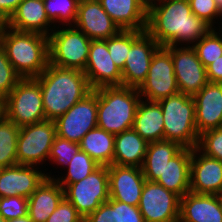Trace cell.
I'll list each match as a JSON object with an SVG mask.
<instances>
[{
  "mask_svg": "<svg viewBox=\"0 0 222 222\" xmlns=\"http://www.w3.org/2000/svg\"><path fill=\"white\" fill-rule=\"evenodd\" d=\"M164 119V140L174 141L182 147L195 148L199 134L195 122V102L192 96L177 93L158 101Z\"/></svg>",
  "mask_w": 222,
  "mask_h": 222,
  "instance_id": "obj_5",
  "label": "cell"
},
{
  "mask_svg": "<svg viewBox=\"0 0 222 222\" xmlns=\"http://www.w3.org/2000/svg\"><path fill=\"white\" fill-rule=\"evenodd\" d=\"M191 148L183 147L163 168L155 181L182 198L190 192Z\"/></svg>",
  "mask_w": 222,
  "mask_h": 222,
  "instance_id": "obj_24",
  "label": "cell"
},
{
  "mask_svg": "<svg viewBox=\"0 0 222 222\" xmlns=\"http://www.w3.org/2000/svg\"><path fill=\"white\" fill-rule=\"evenodd\" d=\"M0 47L21 78H36L49 64V38L46 35L19 32L2 24Z\"/></svg>",
  "mask_w": 222,
  "mask_h": 222,
  "instance_id": "obj_3",
  "label": "cell"
},
{
  "mask_svg": "<svg viewBox=\"0 0 222 222\" xmlns=\"http://www.w3.org/2000/svg\"><path fill=\"white\" fill-rule=\"evenodd\" d=\"M174 73L180 93L193 96L207 83L206 68L192 46H170Z\"/></svg>",
  "mask_w": 222,
  "mask_h": 222,
  "instance_id": "obj_13",
  "label": "cell"
},
{
  "mask_svg": "<svg viewBox=\"0 0 222 222\" xmlns=\"http://www.w3.org/2000/svg\"><path fill=\"white\" fill-rule=\"evenodd\" d=\"M73 26L91 40H107L121 30L98 0H80Z\"/></svg>",
  "mask_w": 222,
  "mask_h": 222,
  "instance_id": "obj_18",
  "label": "cell"
},
{
  "mask_svg": "<svg viewBox=\"0 0 222 222\" xmlns=\"http://www.w3.org/2000/svg\"><path fill=\"white\" fill-rule=\"evenodd\" d=\"M64 197L85 219L110 199L108 166L100 165L84 179L67 185Z\"/></svg>",
  "mask_w": 222,
  "mask_h": 222,
  "instance_id": "obj_8",
  "label": "cell"
},
{
  "mask_svg": "<svg viewBox=\"0 0 222 222\" xmlns=\"http://www.w3.org/2000/svg\"><path fill=\"white\" fill-rule=\"evenodd\" d=\"M46 222H84V218L64 197Z\"/></svg>",
  "mask_w": 222,
  "mask_h": 222,
  "instance_id": "obj_40",
  "label": "cell"
},
{
  "mask_svg": "<svg viewBox=\"0 0 222 222\" xmlns=\"http://www.w3.org/2000/svg\"><path fill=\"white\" fill-rule=\"evenodd\" d=\"M97 92V127L113 135L131 129L141 101L138 88L105 86Z\"/></svg>",
  "mask_w": 222,
  "mask_h": 222,
  "instance_id": "obj_4",
  "label": "cell"
},
{
  "mask_svg": "<svg viewBox=\"0 0 222 222\" xmlns=\"http://www.w3.org/2000/svg\"><path fill=\"white\" fill-rule=\"evenodd\" d=\"M22 0H0V22L5 24Z\"/></svg>",
  "mask_w": 222,
  "mask_h": 222,
  "instance_id": "obj_43",
  "label": "cell"
},
{
  "mask_svg": "<svg viewBox=\"0 0 222 222\" xmlns=\"http://www.w3.org/2000/svg\"><path fill=\"white\" fill-rule=\"evenodd\" d=\"M143 100L158 102L179 93L170 46H160L153 55L146 80L138 88Z\"/></svg>",
  "mask_w": 222,
  "mask_h": 222,
  "instance_id": "obj_10",
  "label": "cell"
},
{
  "mask_svg": "<svg viewBox=\"0 0 222 222\" xmlns=\"http://www.w3.org/2000/svg\"><path fill=\"white\" fill-rule=\"evenodd\" d=\"M218 27V30L212 28L192 46L205 68L222 56V28Z\"/></svg>",
  "mask_w": 222,
  "mask_h": 222,
  "instance_id": "obj_34",
  "label": "cell"
},
{
  "mask_svg": "<svg viewBox=\"0 0 222 222\" xmlns=\"http://www.w3.org/2000/svg\"><path fill=\"white\" fill-rule=\"evenodd\" d=\"M3 111L19 127L46 120L40 83L35 78H21L3 100Z\"/></svg>",
  "mask_w": 222,
  "mask_h": 222,
  "instance_id": "obj_7",
  "label": "cell"
},
{
  "mask_svg": "<svg viewBox=\"0 0 222 222\" xmlns=\"http://www.w3.org/2000/svg\"><path fill=\"white\" fill-rule=\"evenodd\" d=\"M0 222H7L3 217H0Z\"/></svg>",
  "mask_w": 222,
  "mask_h": 222,
  "instance_id": "obj_49",
  "label": "cell"
},
{
  "mask_svg": "<svg viewBox=\"0 0 222 222\" xmlns=\"http://www.w3.org/2000/svg\"><path fill=\"white\" fill-rule=\"evenodd\" d=\"M20 127L4 115L0 119V168L17 165V139Z\"/></svg>",
  "mask_w": 222,
  "mask_h": 222,
  "instance_id": "obj_30",
  "label": "cell"
},
{
  "mask_svg": "<svg viewBox=\"0 0 222 222\" xmlns=\"http://www.w3.org/2000/svg\"><path fill=\"white\" fill-rule=\"evenodd\" d=\"M110 198L131 206H138L146 181L142 169L135 166H108Z\"/></svg>",
  "mask_w": 222,
  "mask_h": 222,
  "instance_id": "obj_19",
  "label": "cell"
},
{
  "mask_svg": "<svg viewBox=\"0 0 222 222\" xmlns=\"http://www.w3.org/2000/svg\"><path fill=\"white\" fill-rule=\"evenodd\" d=\"M64 27L56 26L48 36L49 63L84 72L91 39L73 25Z\"/></svg>",
  "mask_w": 222,
  "mask_h": 222,
  "instance_id": "obj_6",
  "label": "cell"
},
{
  "mask_svg": "<svg viewBox=\"0 0 222 222\" xmlns=\"http://www.w3.org/2000/svg\"><path fill=\"white\" fill-rule=\"evenodd\" d=\"M98 1L121 30H146L147 5L142 0Z\"/></svg>",
  "mask_w": 222,
  "mask_h": 222,
  "instance_id": "obj_23",
  "label": "cell"
},
{
  "mask_svg": "<svg viewBox=\"0 0 222 222\" xmlns=\"http://www.w3.org/2000/svg\"><path fill=\"white\" fill-rule=\"evenodd\" d=\"M159 47L146 31L131 45L122 70V86H141L146 80L153 55Z\"/></svg>",
  "mask_w": 222,
  "mask_h": 222,
  "instance_id": "obj_16",
  "label": "cell"
},
{
  "mask_svg": "<svg viewBox=\"0 0 222 222\" xmlns=\"http://www.w3.org/2000/svg\"><path fill=\"white\" fill-rule=\"evenodd\" d=\"M147 6L150 5L153 2H156L157 0H142Z\"/></svg>",
  "mask_w": 222,
  "mask_h": 222,
  "instance_id": "obj_48",
  "label": "cell"
},
{
  "mask_svg": "<svg viewBox=\"0 0 222 222\" xmlns=\"http://www.w3.org/2000/svg\"><path fill=\"white\" fill-rule=\"evenodd\" d=\"M79 150V143L63 139L56 135L50 149L48 161L53 162L57 166L61 165L64 169Z\"/></svg>",
  "mask_w": 222,
  "mask_h": 222,
  "instance_id": "obj_35",
  "label": "cell"
},
{
  "mask_svg": "<svg viewBox=\"0 0 222 222\" xmlns=\"http://www.w3.org/2000/svg\"><path fill=\"white\" fill-rule=\"evenodd\" d=\"M188 2L194 15L204 20L212 28H216L214 23L218 22H215V20L222 19V12L216 5L215 0H189Z\"/></svg>",
  "mask_w": 222,
  "mask_h": 222,
  "instance_id": "obj_39",
  "label": "cell"
},
{
  "mask_svg": "<svg viewBox=\"0 0 222 222\" xmlns=\"http://www.w3.org/2000/svg\"><path fill=\"white\" fill-rule=\"evenodd\" d=\"M198 134L222 127V83L208 82L193 96Z\"/></svg>",
  "mask_w": 222,
  "mask_h": 222,
  "instance_id": "obj_20",
  "label": "cell"
},
{
  "mask_svg": "<svg viewBox=\"0 0 222 222\" xmlns=\"http://www.w3.org/2000/svg\"><path fill=\"white\" fill-rule=\"evenodd\" d=\"M173 1H189V0H173Z\"/></svg>",
  "mask_w": 222,
  "mask_h": 222,
  "instance_id": "obj_50",
  "label": "cell"
},
{
  "mask_svg": "<svg viewBox=\"0 0 222 222\" xmlns=\"http://www.w3.org/2000/svg\"><path fill=\"white\" fill-rule=\"evenodd\" d=\"M7 222H33V221L27 215V216H24V217H19V218H16V219L7 220Z\"/></svg>",
  "mask_w": 222,
  "mask_h": 222,
  "instance_id": "obj_45",
  "label": "cell"
},
{
  "mask_svg": "<svg viewBox=\"0 0 222 222\" xmlns=\"http://www.w3.org/2000/svg\"><path fill=\"white\" fill-rule=\"evenodd\" d=\"M216 5L218 6L219 10L222 12V0H215ZM221 22V28H222V20L220 19Z\"/></svg>",
  "mask_w": 222,
  "mask_h": 222,
  "instance_id": "obj_46",
  "label": "cell"
},
{
  "mask_svg": "<svg viewBox=\"0 0 222 222\" xmlns=\"http://www.w3.org/2000/svg\"><path fill=\"white\" fill-rule=\"evenodd\" d=\"M132 128L147 143L164 140V119L160 104L141 99Z\"/></svg>",
  "mask_w": 222,
  "mask_h": 222,
  "instance_id": "obj_26",
  "label": "cell"
},
{
  "mask_svg": "<svg viewBox=\"0 0 222 222\" xmlns=\"http://www.w3.org/2000/svg\"><path fill=\"white\" fill-rule=\"evenodd\" d=\"M113 217L115 222H145L138 206L117 200H113Z\"/></svg>",
  "mask_w": 222,
  "mask_h": 222,
  "instance_id": "obj_41",
  "label": "cell"
},
{
  "mask_svg": "<svg viewBox=\"0 0 222 222\" xmlns=\"http://www.w3.org/2000/svg\"><path fill=\"white\" fill-rule=\"evenodd\" d=\"M221 211H222V195H221Z\"/></svg>",
  "mask_w": 222,
  "mask_h": 222,
  "instance_id": "obj_51",
  "label": "cell"
},
{
  "mask_svg": "<svg viewBox=\"0 0 222 222\" xmlns=\"http://www.w3.org/2000/svg\"><path fill=\"white\" fill-rule=\"evenodd\" d=\"M84 74L92 90L122 85V72L110 57L107 40H91Z\"/></svg>",
  "mask_w": 222,
  "mask_h": 222,
  "instance_id": "obj_14",
  "label": "cell"
},
{
  "mask_svg": "<svg viewBox=\"0 0 222 222\" xmlns=\"http://www.w3.org/2000/svg\"><path fill=\"white\" fill-rule=\"evenodd\" d=\"M84 222H115L113 217V199L102 203L94 212L88 215Z\"/></svg>",
  "mask_w": 222,
  "mask_h": 222,
  "instance_id": "obj_42",
  "label": "cell"
},
{
  "mask_svg": "<svg viewBox=\"0 0 222 222\" xmlns=\"http://www.w3.org/2000/svg\"><path fill=\"white\" fill-rule=\"evenodd\" d=\"M182 148L179 143L169 140L148 143L144 162L141 167L145 179L156 181L162 174L163 168L168 161Z\"/></svg>",
  "mask_w": 222,
  "mask_h": 222,
  "instance_id": "obj_28",
  "label": "cell"
},
{
  "mask_svg": "<svg viewBox=\"0 0 222 222\" xmlns=\"http://www.w3.org/2000/svg\"><path fill=\"white\" fill-rule=\"evenodd\" d=\"M39 167L14 165L0 168V197L23 196L29 198L45 178H54Z\"/></svg>",
  "mask_w": 222,
  "mask_h": 222,
  "instance_id": "obj_17",
  "label": "cell"
},
{
  "mask_svg": "<svg viewBox=\"0 0 222 222\" xmlns=\"http://www.w3.org/2000/svg\"><path fill=\"white\" fill-rule=\"evenodd\" d=\"M190 192L222 195V161L191 149Z\"/></svg>",
  "mask_w": 222,
  "mask_h": 222,
  "instance_id": "obj_15",
  "label": "cell"
},
{
  "mask_svg": "<svg viewBox=\"0 0 222 222\" xmlns=\"http://www.w3.org/2000/svg\"><path fill=\"white\" fill-rule=\"evenodd\" d=\"M208 82L222 83V56L206 67Z\"/></svg>",
  "mask_w": 222,
  "mask_h": 222,
  "instance_id": "obj_44",
  "label": "cell"
},
{
  "mask_svg": "<svg viewBox=\"0 0 222 222\" xmlns=\"http://www.w3.org/2000/svg\"><path fill=\"white\" fill-rule=\"evenodd\" d=\"M99 166L86 152L79 150L70 163L67 164V173L64 174L66 176L54 177V179L64 189L67 185L84 179Z\"/></svg>",
  "mask_w": 222,
  "mask_h": 222,
  "instance_id": "obj_31",
  "label": "cell"
},
{
  "mask_svg": "<svg viewBox=\"0 0 222 222\" xmlns=\"http://www.w3.org/2000/svg\"><path fill=\"white\" fill-rule=\"evenodd\" d=\"M64 198V189L54 178L44 181L28 198V216L33 222H46Z\"/></svg>",
  "mask_w": 222,
  "mask_h": 222,
  "instance_id": "obj_25",
  "label": "cell"
},
{
  "mask_svg": "<svg viewBox=\"0 0 222 222\" xmlns=\"http://www.w3.org/2000/svg\"><path fill=\"white\" fill-rule=\"evenodd\" d=\"M145 31L120 30L117 34L107 39V48L111 59L122 72L131 45Z\"/></svg>",
  "mask_w": 222,
  "mask_h": 222,
  "instance_id": "obj_32",
  "label": "cell"
},
{
  "mask_svg": "<svg viewBox=\"0 0 222 222\" xmlns=\"http://www.w3.org/2000/svg\"><path fill=\"white\" fill-rule=\"evenodd\" d=\"M40 83L46 120L55 121L92 89L83 71L48 64L35 78Z\"/></svg>",
  "mask_w": 222,
  "mask_h": 222,
  "instance_id": "obj_2",
  "label": "cell"
},
{
  "mask_svg": "<svg viewBox=\"0 0 222 222\" xmlns=\"http://www.w3.org/2000/svg\"><path fill=\"white\" fill-rule=\"evenodd\" d=\"M28 215V198L23 196L0 197V217L5 220Z\"/></svg>",
  "mask_w": 222,
  "mask_h": 222,
  "instance_id": "obj_38",
  "label": "cell"
},
{
  "mask_svg": "<svg viewBox=\"0 0 222 222\" xmlns=\"http://www.w3.org/2000/svg\"><path fill=\"white\" fill-rule=\"evenodd\" d=\"M179 222H222L221 195L186 193L180 198Z\"/></svg>",
  "mask_w": 222,
  "mask_h": 222,
  "instance_id": "obj_22",
  "label": "cell"
},
{
  "mask_svg": "<svg viewBox=\"0 0 222 222\" xmlns=\"http://www.w3.org/2000/svg\"><path fill=\"white\" fill-rule=\"evenodd\" d=\"M21 77L15 72L4 50L0 47V99L4 100Z\"/></svg>",
  "mask_w": 222,
  "mask_h": 222,
  "instance_id": "obj_37",
  "label": "cell"
},
{
  "mask_svg": "<svg viewBox=\"0 0 222 222\" xmlns=\"http://www.w3.org/2000/svg\"><path fill=\"white\" fill-rule=\"evenodd\" d=\"M55 136L54 121L44 120L21 126L17 139V164L37 167L43 165L48 161Z\"/></svg>",
  "mask_w": 222,
  "mask_h": 222,
  "instance_id": "obj_9",
  "label": "cell"
},
{
  "mask_svg": "<svg viewBox=\"0 0 222 222\" xmlns=\"http://www.w3.org/2000/svg\"><path fill=\"white\" fill-rule=\"evenodd\" d=\"M148 143L133 129L115 135L113 164L142 167Z\"/></svg>",
  "mask_w": 222,
  "mask_h": 222,
  "instance_id": "obj_27",
  "label": "cell"
},
{
  "mask_svg": "<svg viewBox=\"0 0 222 222\" xmlns=\"http://www.w3.org/2000/svg\"><path fill=\"white\" fill-rule=\"evenodd\" d=\"M52 24L46 14L43 0H22L5 23L9 28L19 32H35L46 36L55 29L56 26Z\"/></svg>",
  "mask_w": 222,
  "mask_h": 222,
  "instance_id": "obj_21",
  "label": "cell"
},
{
  "mask_svg": "<svg viewBox=\"0 0 222 222\" xmlns=\"http://www.w3.org/2000/svg\"><path fill=\"white\" fill-rule=\"evenodd\" d=\"M138 208L145 222H179L180 197L159 183L146 180Z\"/></svg>",
  "mask_w": 222,
  "mask_h": 222,
  "instance_id": "obj_11",
  "label": "cell"
},
{
  "mask_svg": "<svg viewBox=\"0 0 222 222\" xmlns=\"http://www.w3.org/2000/svg\"><path fill=\"white\" fill-rule=\"evenodd\" d=\"M197 148L205 155L222 161V127L200 134Z\"/></svg>",
  "mask_w": 222,
  "mask_h": 222,
  "instance_id": "obj_36",
  "label": "cell"
},
{
  "mask_svg": "<svg viewBox=\"0 0 222 222\" xmlns=\"http://www.w3.org/2000/svg\"><path fill=\"white\" fill-rule=\"evenodd\" d=\"M79 2L80 0H43L46 14L54 26L56 23H59L58 26L73 25Z\"/></svg>",
  "mask_w": 222,
  "mask_h": 222,
  "instance_id": "obj_33",
  "label": "cell"
},
{
  "mask_svg": "<svg viewBox=\"0 0 222 222\" xmlns=\"http://www.w3.org/2000/svg\"><path fill=\"white\" fill-rule=\"evenodd\" d=\"M3 115H4L3 100L0 99V119L2 118Z\"/></svg>",
  "mask_w": 222,
  "mask_h": 222,
  "instance_id": "obj_47",
  "label": "cell"
},
{
  "mask_svg": "<svg viewBox=\"0 0 222 222\" xmlns=\"http://www.w3.org/2000/svg\"><path fill=\"white\" fill-rule=\"evenodd\" d=\"M54 122L57 136L79 143L97 127V92L92 90Z\"/></svg>",
  "mask_w": 222,
  "mask_h": 222,
  "instance_id": "obj_12",
  "label": "cell"
},
{
  "mask_svg": "<svg viewBox=\"0 0 222 222\" xmlns=\"http://www.w3.org/2000/svg\"><path fill=\"white\" fill-rule=\"evenodd\" d=\"M211 29L192 13L188 1L157 0L147 6L145 31L160 46H193Z\"/></svg>",
  "mask_w": 222,
  "mask_h": 222,
  "instance_id": "obj_1",
  "label": "cell"
},
{
  "mask_svg": "<svg viewBox=\"0 0 222 222\" xmlns=\"http://www.w3.org/2000/svg\"><path fill=\"white\" fill-rule=\"evenodd\" d=\"M115 135L96 127L88 131L79 142L80 150L86 152L99 165L113 164Z\"/></svg>",
  "mask_w": 222,
  "mask_h": 222,
  "instance_id": "obj_29",
  "label": "cell"
}]
</instances>
